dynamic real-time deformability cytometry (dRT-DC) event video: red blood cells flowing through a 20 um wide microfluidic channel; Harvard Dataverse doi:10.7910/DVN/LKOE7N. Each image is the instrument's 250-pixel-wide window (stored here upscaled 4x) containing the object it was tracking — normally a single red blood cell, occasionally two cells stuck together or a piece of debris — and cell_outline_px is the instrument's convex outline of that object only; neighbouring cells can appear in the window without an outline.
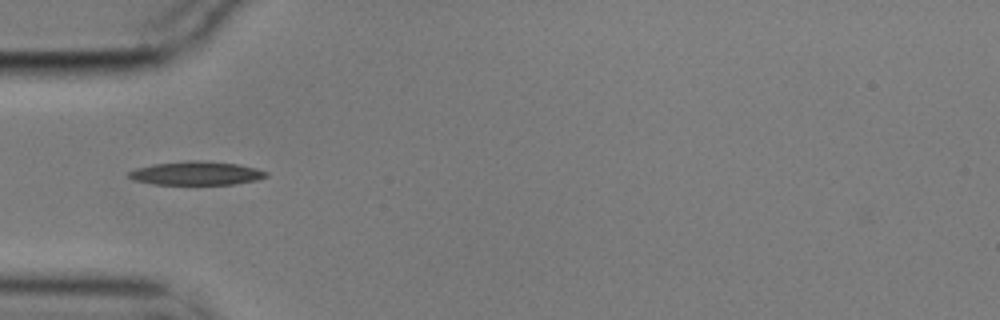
{"species": "common noctule bat (a hibernating species)", "species_latin": "Nyctalus noctula", "temperature_condition": "cold", "stored_images_in_passage": 5, "camera_frame_rate_fps": 3000, "um_per_image_px": 0.085, "animal": {"sex": "male", "body_mass_g": 17.9}, "frame": {"image": 1, "passage_image": 5, "time_ms": 1.333, "image_size_px": [1000, 320], "cell_outline_px": [[268, 176], [256, 180], [236, 184], [152, 184], [132, 180], [128, 176], [128, 172], [136, 168], [152, 164], [188, 160], [196, 160], [240, 164], [256, 168], [268, 172]], "centroid_in_image_um": [16.68, 14.72], "position_along_channel_um": 68.3, "area_um2": 19.02}}